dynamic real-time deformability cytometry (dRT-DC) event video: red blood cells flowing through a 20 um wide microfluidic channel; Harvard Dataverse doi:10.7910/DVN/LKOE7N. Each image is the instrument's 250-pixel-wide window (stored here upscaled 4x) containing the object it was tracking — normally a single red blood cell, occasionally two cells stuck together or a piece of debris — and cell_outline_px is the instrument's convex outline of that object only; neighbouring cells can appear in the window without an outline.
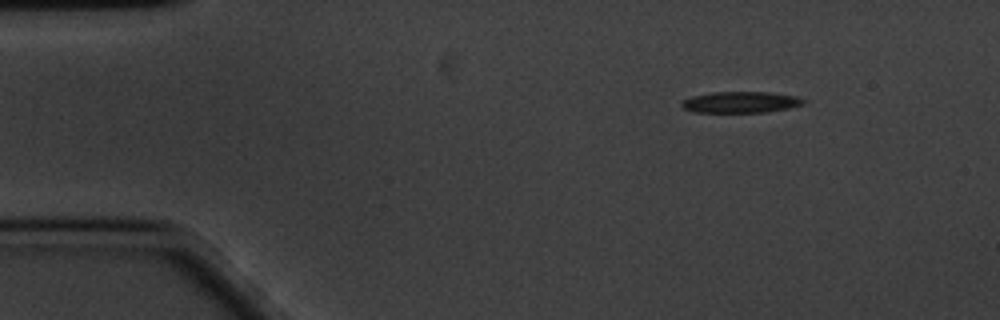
{"species": "common noctule bat (a hibernating species)", "species_latin": "Nyctalus noctula", "temperature_condition": "cold", "stored_images_in_passage": 52, "camera_frame_rate_fps": 3000, "um_per_image_px": 0.085, "animal": {"sex": "male", "body_mass_g": 20.1, "forearm_length_mm": 53.5}, "frame": {"image": 1, "passage_image": 1, "time_ms": 0.0, "image_size_px": [1000, 320], "cell_outline_px": [[804, 104], [788, 108], [768, 112], [696, 112], [684, 108], [680, 104], [684, 100], [692, 96], [712, 92], [768, 92], [796, 96], [804, 100]], "centroid_in_image_um": [62.96, 8.68], "position_along_channel_um": 22.0, "area_um2": 14.91}}
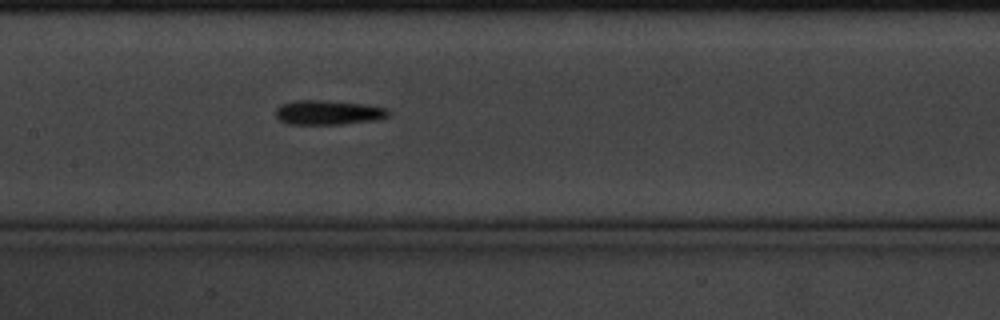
{"frame": {"image": 2, "passage_image": 21, "time_ms": 6.667, "image_size_px": [1000, 320], "cell_outline_px": [[392, 112], [388, 116], [376, 120], [340, 124], [288, 124], [280, 120], [276, 116], [276, 108], [280, 104], [296, 100], [324, 100], [364, 104], [388, 108]], "centroid_in_image_um": [27.91, 9.55], "position_along_channel_um": 179.5, "area_um2": 16.18}}
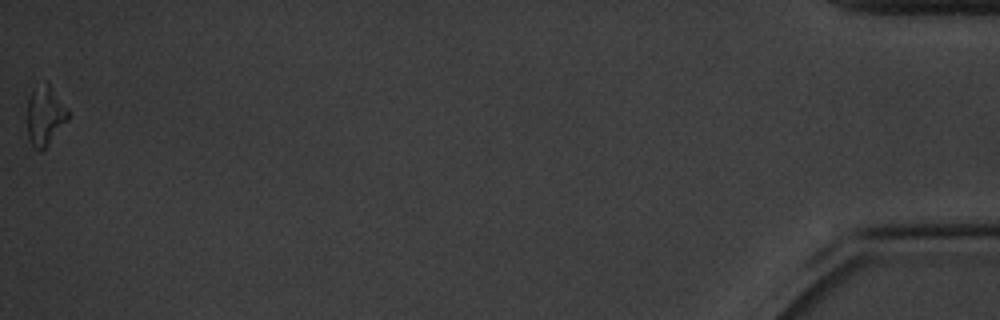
{"frame": {"image": 3, "passage_image": 52, "time_ms": 17.0, "image_size_px": [1000, 320], "cell_outline_px": [[68, 120], [48, 144], [40, 152], [28, 140], [28, 96], [32, 88], [44, 80], [48, 80], [68, 108]], "centroid_in_image_um": [3.83, 9.74], "position_along_channel_um": 431.4, "area_um2": 14.45}, "authors_computed_cell_mechanics": {"area_um2": 15.2881, "velocity_mm_per_s": 3.3892, "shape_relaxation_time_tau1_ms": 5.7905, "shape_relaxation_time_tau2_ms": null, "deformation_change_tau1": 0.1823, "deformation_change_tau2": null}}